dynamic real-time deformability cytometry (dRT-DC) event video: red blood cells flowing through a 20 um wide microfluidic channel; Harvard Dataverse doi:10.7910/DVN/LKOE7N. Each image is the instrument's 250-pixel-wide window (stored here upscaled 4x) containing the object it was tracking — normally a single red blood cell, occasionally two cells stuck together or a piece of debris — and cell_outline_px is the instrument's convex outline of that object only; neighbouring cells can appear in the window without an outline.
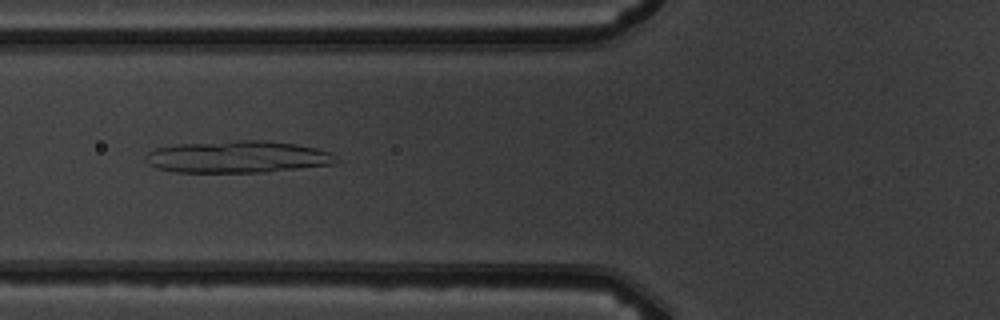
{"species": "common noctule bat (a hibernating species)", "species_latin": "Nyctalus noctula", "temperature_condition": "warm", "stored_images_in_passage": 6, "camera_frame_rate_fps": 3000, "um_per_image_px": 0.085, "animal": {"sex": "male", "body_mass_g": 19.5, "forearm_length_mm": 54.6}, "frame": {"image": 1, "passage_image": 3, "time_ms": 2.333, "image_size_px": [1000, 320], "cell_outline_px": [[340, 160], [332, 164], [300, 168], [264, 172], [172, 172], [156, 168], [148, 164], [144, 160], [144, 156], [148, 152], [156, 148], [176, 144], [232, 140], [264, 140], [296, 144], [316, 148], [332, 152]], "centroid_in_image_um": [20.17, 13.33], "position_along_channel_um": 105.6, "area_um2": 35.89}}
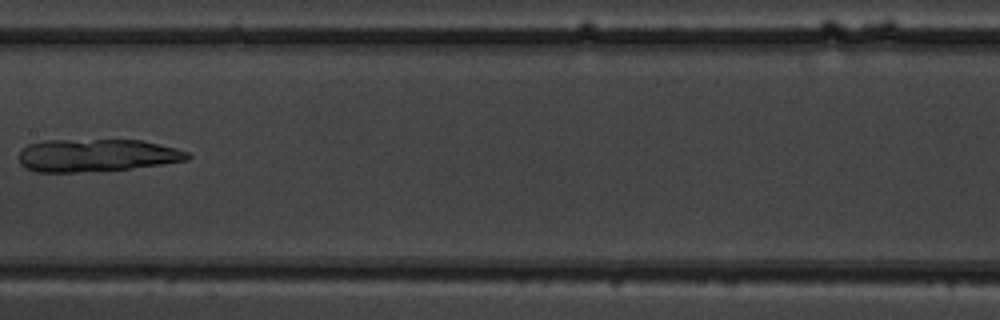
{"frame": {"image": 2, "passage_image": 5, "time_ms": 4.667, "image_size_px": [1000, 320], "cell_outline_px": [[192, 156], [188, 160], [132, 168], [76, 172], [36, 172], [24, 168], [20, 164], [16, 156], [28, 144], [44, 140], [140, 140], [176, 148], [188, 152]], "centroid_in_image_um": [8.16, 13.2], "position_along_channel_um": 199.2, "area_um2": 32.14}}
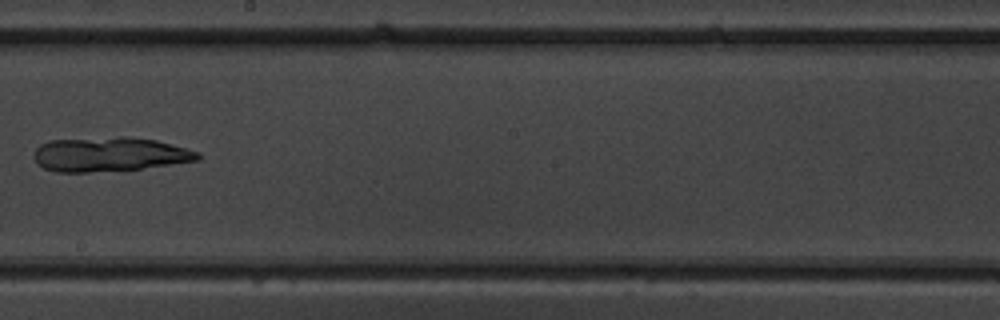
{"frame": {"image": 3, "passage_image": 6, "time_ms": 5.667, "image_size_px": [1000, 320], "cell_outline_px": [[200, 160], [140, 168], [88, 172], [56, 172], [44, 168], [36, 164], [32, 156], [36, 148], [40, 144], [48, 140], [120, 136], [128, 136], [156, 140], [200, 152]], "centroid_in_image_um": [9.25, 13.1], "position_along_channel_um": 238.9, "area_um2": 32.89}}